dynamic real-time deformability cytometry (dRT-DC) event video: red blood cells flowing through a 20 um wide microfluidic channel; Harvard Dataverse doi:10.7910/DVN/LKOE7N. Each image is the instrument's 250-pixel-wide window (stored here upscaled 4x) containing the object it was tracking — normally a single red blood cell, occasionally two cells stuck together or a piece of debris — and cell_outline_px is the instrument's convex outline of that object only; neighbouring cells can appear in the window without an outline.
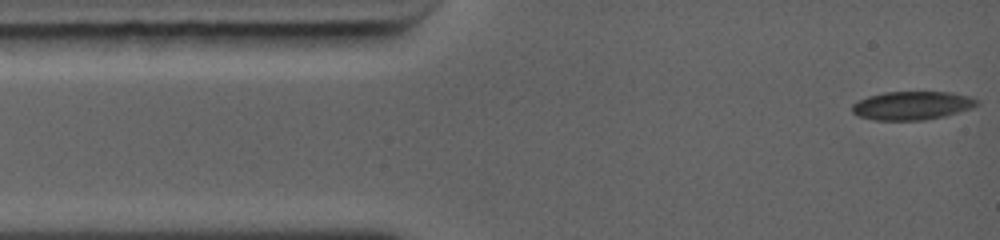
{"species": "common noctule bat (a hibernating species)", "species_latin": "Nyctalus noctula", "temperature_condition": "warm", "stored_images_in_passage": 86, "camera_frame_rate_fps": 5000, "um_per_image_px": 0.085, "animal": {"sex": "female", "body_mass_g": 19.0, "forearm_length_mm": 56.7}, "frame": {"image": 1, "passage_image": 1, "time_ms": 0.0, "image_size_px": [1000, 240], "cell_outline_px": [[980, 104], [972, 108], [944, 116], [924, 120], [876, 120], [860, 116], [852, 112], [852, 104], [868, 96], [884, 92], [952, 92], [968, 96], [976, 100]], "centroid_in_image_um": [77.53, 8.97], "position_along_channel_um": 7.5, "area_um2": 20.58}}
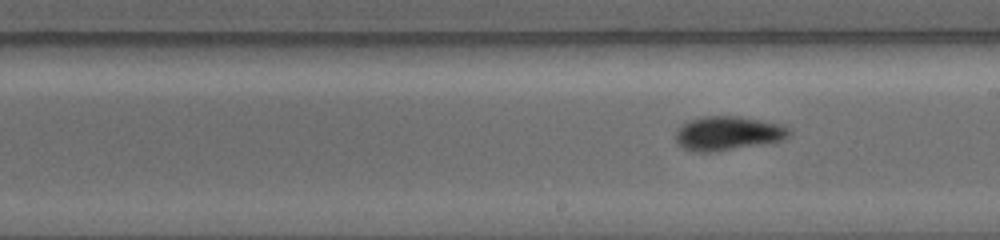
{"frame": {"image": 2, "passage_image": 32, "time_ms": 6.4, "image_size_px": [1000, 240], "cell_outline_px": [[792, 132], [784, 140], [764, 144], [716, 152], [696, 152], [684, 148], [676, 140], [676, 128], [688, 120], [704, 116], [740, 116], [780, 124], [792, 128]], "centroid_in_image_um": [61.9, 11.33], "position_along_channel_um": 227.1, "area_um2": 22.83}}
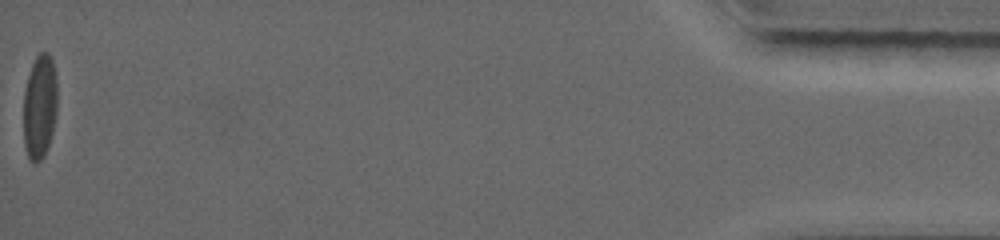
{"frame": {"image": 3, "passage_image": 85, "time_ms": 14.2, "image_size_px": [1000, 240], "cell_outline_px": [[56, 112], [52, 132], [44, 156], [36, 164], [28, 160], [24, 144], [24, 92], [28, 76], [32, 64], [36, 56], [40, 52], [48, 52], [52, 56], [56, 76]], "centroid_in_image_um": [3.37, 9.05], "position_along_channel_um": 431.8, "area_um2": 20.63}, "authors_computed_cell_mechanics": {"area_um2": 20.8658, "velocity_mm_per_s": 4.4879, "shape_relaxation_time_tau1_ms": 7.0296, "shape_relaxation_time_tau2_ms": 1.6515, "deformation_change_tau1": 0.1919, "deformation_change_tau2": 0.0547}}